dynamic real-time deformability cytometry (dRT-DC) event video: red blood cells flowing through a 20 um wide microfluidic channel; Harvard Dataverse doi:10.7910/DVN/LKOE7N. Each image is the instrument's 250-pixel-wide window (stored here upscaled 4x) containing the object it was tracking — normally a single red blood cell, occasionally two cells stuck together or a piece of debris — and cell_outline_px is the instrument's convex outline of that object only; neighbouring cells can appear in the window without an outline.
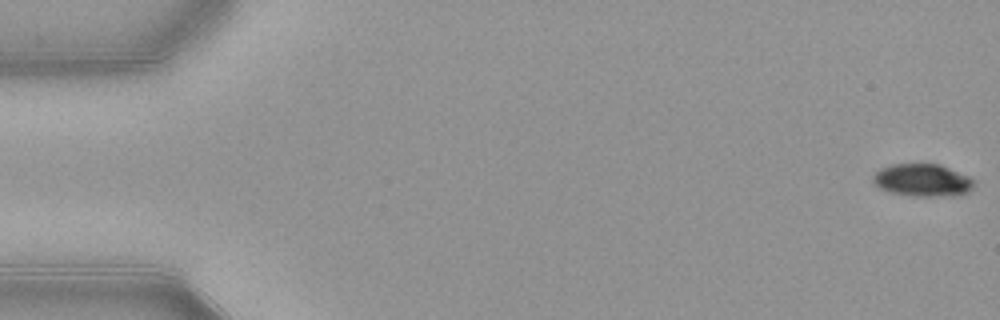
{"species": "common noctule bat (a hibernating species)", "species_latin": "Nyctalus noctula", "temperature_condition": "warm", "stored_images_in_passage": 53, "camera_frame_rate_fps": 3000, "um_per_image_px": 0.085, "animal": {"sex": "female", "body_mass_g": 21.9}, "frame": {"image": 1, "passage_image": 1, "time_ms": 0.0, "image_size_px": [1000, 320], "cell_outline_px": [[972, 188], [968, 192], [956, 196], [916, 196], [892, 192], [880, 188], [872, 180], [872, 176], [880, 168], [892, 164], [940, 164], [968, 176], [972, 180]], "centroid_in_image_um": [78.4, 15.31], "position_along_channel_um": 6.6, "area_um2": 18.96}}
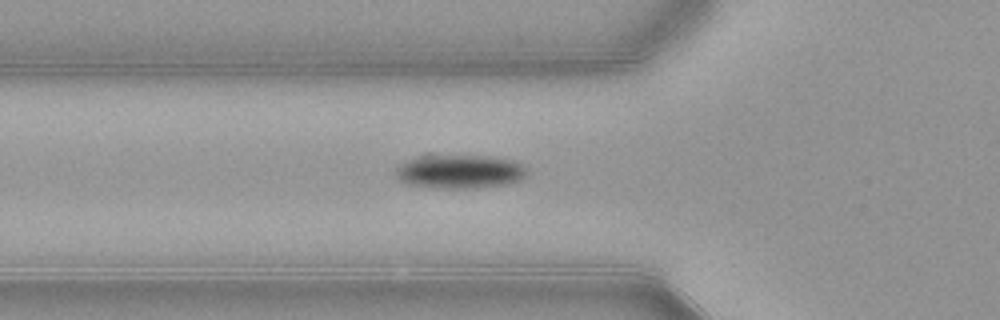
{"frame": {"image": 2, "passage_image": 19, "time_ms": 6.0, "image_size_px": [1000, 320], "cell_outline_px": [[524, 176], [516, 180], [504, 184], [476, 188], [440, 188], [408, 184], [400, 180], [396, 176], [396, 168], [400, 164], [408, 160], [420, 156], [492, 156], [512, 160], [520, 164], [524, 168]], "centroid_in_image_um": [39.02, 14.58], "position_along_channel_um": 86.8, "area_um2": 25.26}}
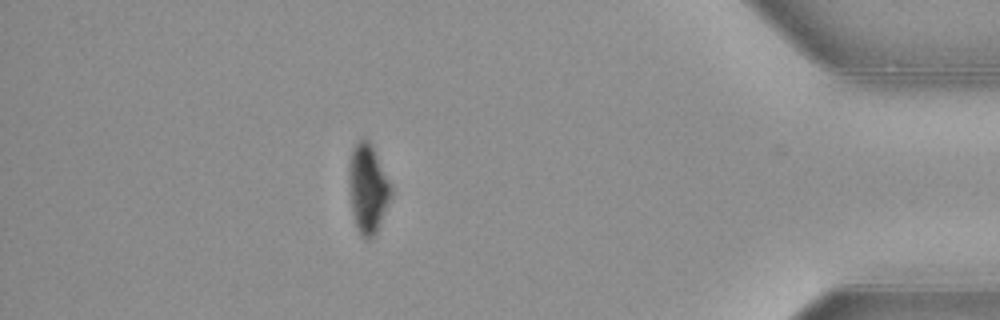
{"frame": {"image": 3, "passage_image": 47, "time_ms": 15.333, "image_size_px": [1000, 320], "cell_outline_px": [[392, 192], [376, 232], [368, 240], [364, 240], [356, 228], [352, 212], [348, 184], [348, 164], [352, 148], [356, 140], [368, 140], [372, 144]], "centroid_in_image_um": [31.2, 16.02], "position_along_channel_um": 404.0, "area_um2": 21.5}, "authors_computed_cell_mechanics": {"area_um2": 22.3686, "velocity_mm_per_s": 3.9087, "shape_relaxation_time_tau1_ms": 2.2278, "shape_relaxation_time_tau2_ms": null, "deformation_change_tau1": 0.1161, "deformation_change_tau2": null}}